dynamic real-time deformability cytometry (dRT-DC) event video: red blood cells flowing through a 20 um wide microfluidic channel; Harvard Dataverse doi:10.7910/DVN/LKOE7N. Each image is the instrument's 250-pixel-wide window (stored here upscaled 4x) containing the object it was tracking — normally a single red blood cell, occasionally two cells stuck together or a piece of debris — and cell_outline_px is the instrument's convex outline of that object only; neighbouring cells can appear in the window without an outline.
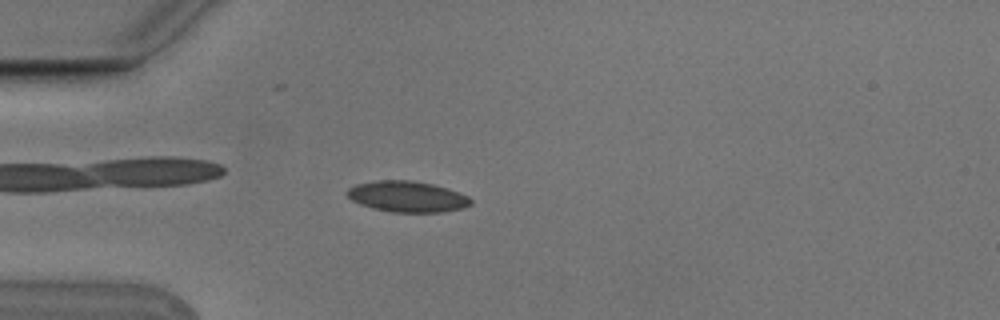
{"species": "Egyptian fruit bat (a non-hibernating species)", "species_latin": "Rousettus aegyptiacus", "temperature_condition": "cold", "stored_images_in_passage": 4, "camera_frame_rate_fps": 3000, "um_per_image_px": 0.085, "animal": {"sex": "male"}, "frame": {"image": 1, "passage_image": 4, "time_ms": 1.0, "image_size_px": [1000, 320], "cell_outline_px": [[472, 204], [464, 208], [440, 212], [392, 212], [372, 208], [360, 204], [352, 200], [344, 192], [348, 188], [356, 184], [380, 180], [412, 180], [432, 184], [448, 188], [468, 196], [472, 200]], "centroid_in_image_um": [34.62, 16.71], "position_along_channel_um": 50.4, "area_um2": 22.37}}